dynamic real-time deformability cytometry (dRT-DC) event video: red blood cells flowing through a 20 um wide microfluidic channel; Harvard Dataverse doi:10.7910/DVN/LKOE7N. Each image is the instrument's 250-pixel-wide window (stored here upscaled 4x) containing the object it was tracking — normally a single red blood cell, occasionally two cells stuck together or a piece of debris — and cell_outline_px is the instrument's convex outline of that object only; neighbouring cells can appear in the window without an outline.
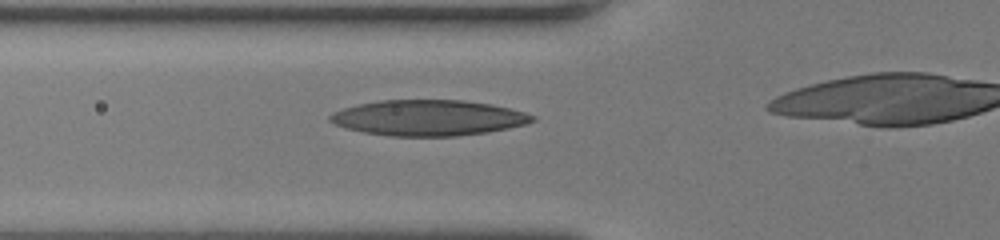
{"species": "human", "species_latin": "Homo sapiens", "temperature_condition": "room temperature", "stored_images_in_passage": 40, "camera_frame_rate_fps": 3000, "um_per_image_px": 0.085, "donor": {"sex": "female"}, "frame": {"image": 1, "passage_image": 14, "time_ms": 4.333, "image_size_px": [1000, 240], "cell_outline_px": [[536, 120], [524, 124], [508, 128], [488, 132], [456, 136], [388, 136], [364, 132], [344, 128], [328, 120], [328, 116], [332, 112], [356, 104], [380, 100], [464, 100], [492, 104], [524, 112], [536, 116]], "centroid_in_image_um": [36.38, 10.01], "position_along_channel_um": 89.4, "area_um2": 42.19}}
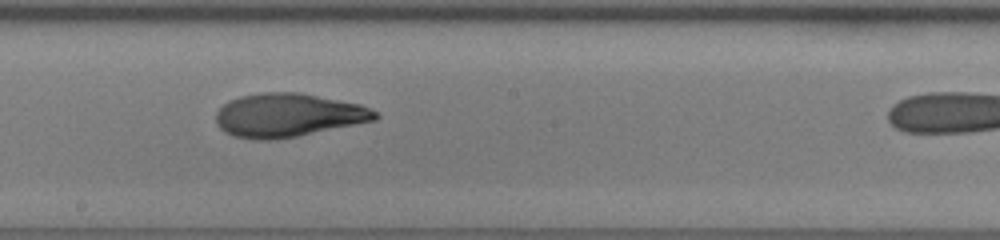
{"frame": {"image": 2, "passage_image": 24, "time_ms": 7.667, "image_size_px": [1000, 240], "cell_outline_px": [[380, 116], [376, 120], [296, 136], [272, 140], [256, 140], [232, 136], [224, 132], [216, 124], [216, 112], [228, 100], [240, 96], [264, 92], [300, 92], [360, 104], [376, 112]], "centroid_in_image_um": [24.45, 9.79], "position_along_channel_um": 223.8, "area_um2": 40.4}}
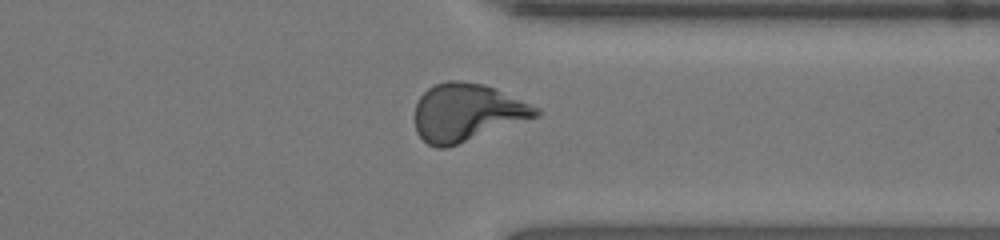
{"frame": {"image": 3, "passage_image": 35, "time_ms": 11.333, "image_size_px": [1000, 240], "cell_outline_px": [[540, 116], [444, 148], [436, 148], [428, 144], [416, 132], [416, 104], [420, 96], [428, 88], [436, 84], [448, 80], [460, 80], [484, 84], [496, 88], [540, 108]], "centroid_in_image_um": [39.7, 9.54], "position_along_channel_um": 371.7, "area_um2": 40.46}, "authors_computed_cell_mechanics": {"area_um2": 40.6045, "velocity_mm_per_s": 4.038, "shape_relaxation_time_tau1_ms": 9.0817, "shape_relaxation_time_tau2_ms": 2.2398, "deformation_change_tau1": 0.3278, "deformation_change_tau2": 0.0785}}